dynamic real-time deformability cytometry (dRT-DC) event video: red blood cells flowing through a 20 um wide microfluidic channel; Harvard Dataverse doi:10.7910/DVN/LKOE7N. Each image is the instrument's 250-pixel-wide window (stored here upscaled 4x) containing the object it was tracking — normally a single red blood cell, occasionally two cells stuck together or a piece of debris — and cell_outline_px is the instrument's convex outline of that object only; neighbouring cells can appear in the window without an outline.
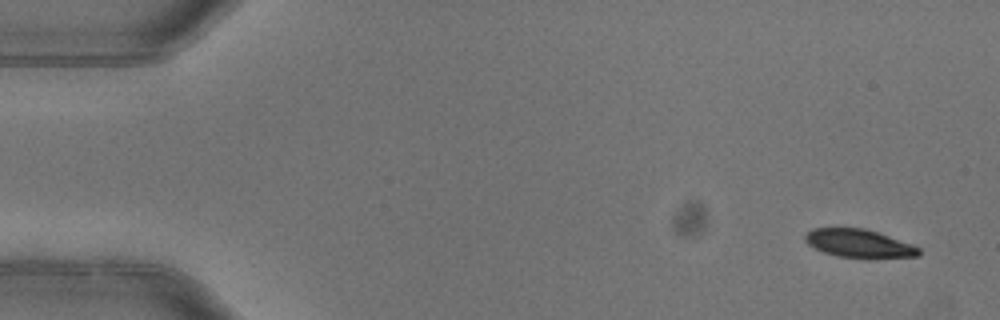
{"species": "common noctule bat (a hibernating species)", "species_latin": "Nyctalus noctula", "temperature_condition": "warm", "stored_images_in_passage": 4, "camera_frame_rate_fps": 3000, "um_per_image_px": 0.085, "animal": {"sex": "female"}, "frame": {"image": 1, "passage_image": 1, "time_ms": 0.0, "image_size_px": [1000, 320], "cell_outline_px": [[920, 256], [840, 256], [824, 252], [808, 244], [804, 240], [804, 236], [812, 228], [864, 228], [912, 244], [920, 248]], "centroid_in_image_um": [72.97, 20.65], "position_along_channel_um": 12.0, "area_um2": 17.86}}
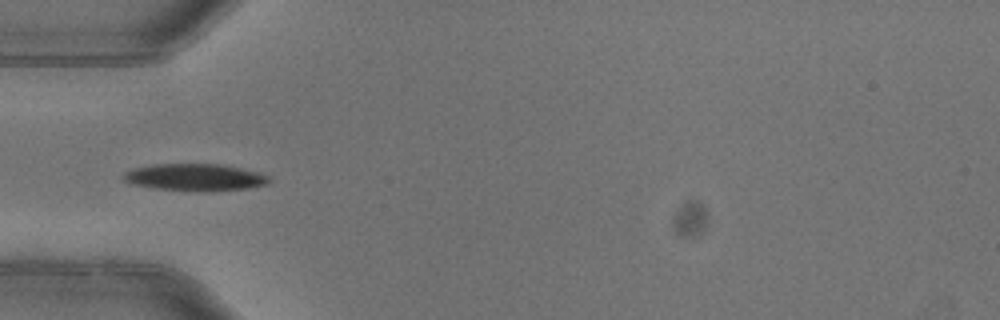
{"frame": {"image": 2, "passage_image": 4, "time_ms": 1.0, "image_size_px": [1000, 320], "cell_outline_px": [[272, 180], [268, 184], [248, 188], [208, 192], [152, 188], [132, 184], [124, 180], [120, 176], [124, 172], [132, 168], [156, 164], [220, 164], [260, 172], [268, 176]], "centroid_in_image_um": [16.57, 15.07], "position_along_channel_um": 68.4, "area_um2": 23.24}}